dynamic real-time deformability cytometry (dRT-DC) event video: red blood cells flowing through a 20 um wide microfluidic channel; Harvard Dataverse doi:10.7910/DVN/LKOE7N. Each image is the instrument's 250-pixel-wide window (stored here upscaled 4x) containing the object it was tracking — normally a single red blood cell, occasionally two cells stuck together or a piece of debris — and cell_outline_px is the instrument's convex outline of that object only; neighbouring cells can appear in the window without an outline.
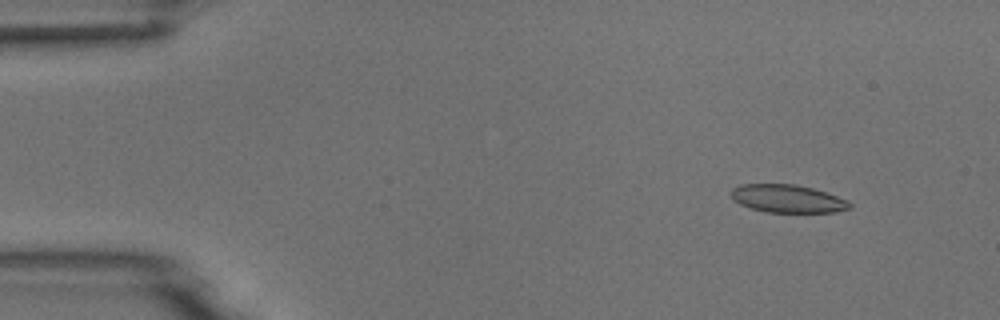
{"species": "common noctule bat (a hibernating species)", "species_latin": "Nyctalus noctula", "temperature_condition": "room temperature", "stored_images_in_passage": 54, "camera_frame_rate_fps": 3000, "um_per_image_px": 0.085, "animal": {"sex": "male", "body_mass_g": 18.8}, "frame": {"image": 1, "passage_image": 6, "time_ms": 1.667, "image_size_px": [1000, 320], "cell_outline_px": [[852, 208], [836, 212], [768, 212], [752, 208], [740, 204], [732, 196], [732, 188], [740, 184], [792, 184], [812, 188], [848, 200], [852, 204]], "centroid_in_image_um": [66.98, 16.89], "position_along_channel_um": 18.0, "area_um2": 19.07}}
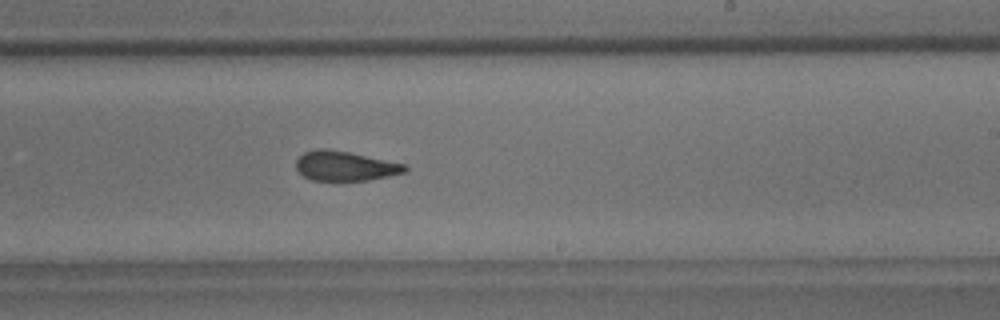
{"frame": {"image": 2, "passage_image": 33, "time_ms": 10.667, "image_size_px": [1000, 320], "cell_outline_px": [[408, 172], [368, 180], [312, 180], [304, 176], [296, 168], [296, 160], [304, 152], [316, 148], [328, 148], [408, 164]], "centroid_in_image_um": [29.37, 14.1], "position_along_channel_um": 259.6, "area_um2": 18.9}}
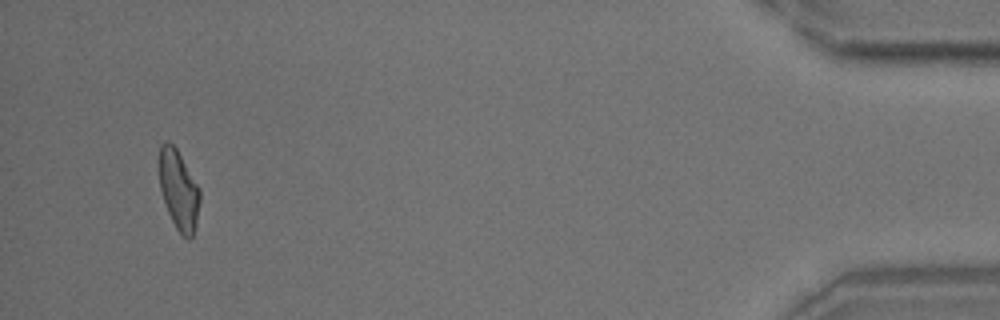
{"frame": {"image": 3, "passage_image": 52, "time_ms": 17.0, "image_size_px": [1000, 320], "cell_outline_px": [[200, 200], [196, 224], [192, 236], [188, 240], [176, 228], [168, 212], [160, 188], [160, 144], [168, 140], [176, 148], [200, 188]], "centroid_in_image_um": [15.2, 16.14], "position_along_channel_um": 420.0, "area_um2": 18.55}, "authors_computed_cell_mechanics": {"area_um2": 19.8254, "velocity_mm_per_s": 3.7302, "shape_relaxation_time_tau1_ms": null, "shape_relaxation_time_tau2_ms": 2.2429, "deformation_change_tau1": null, "deformation_change_tau2": 0.1098}}